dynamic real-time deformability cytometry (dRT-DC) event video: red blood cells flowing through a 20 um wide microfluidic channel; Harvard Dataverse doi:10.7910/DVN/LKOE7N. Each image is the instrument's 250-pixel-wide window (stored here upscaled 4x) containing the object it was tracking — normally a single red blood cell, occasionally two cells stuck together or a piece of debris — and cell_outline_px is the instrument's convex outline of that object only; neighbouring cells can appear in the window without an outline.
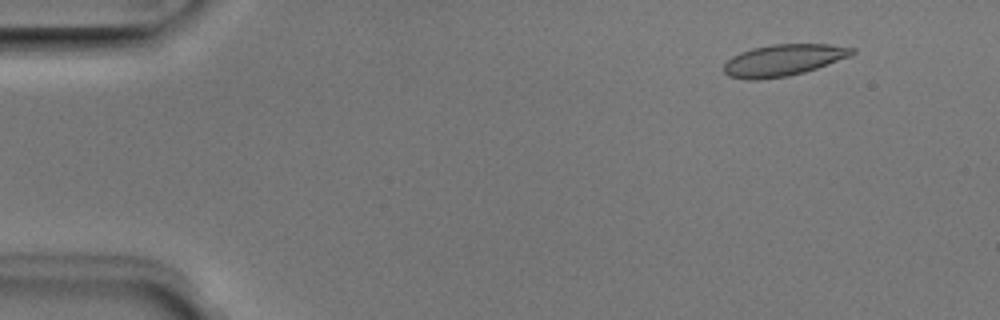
{"species": "Egyptian fruit bat (a non-hibernating species)", "species_latin": "Rousettus aegyptiacus", "temperature_condition": "room temperature", "stored_images_in_passage": 48, "camera_frame_rate_fps": 3000, "um_per_image_px": 0.085, "animal": {"sex": "male"}, "frame": {"image": 1, "passage_image": 2, "time_ms": 0.333, "image_size_px": [1000, 320], "cell_outline_px": [[856, 52], [852, 56], [804, 72], [788, 76], [756, 80], [748, 80], [728, 76], [724, 72], [724, 64], [732, 56], [740, 52], [752, 48], [772, 44], [828, 44], [856, 48]], "centroid_in_image_um": [66.6, 5.11], "position_along_channel_um": 18.4, "area_um2": 23.7}}
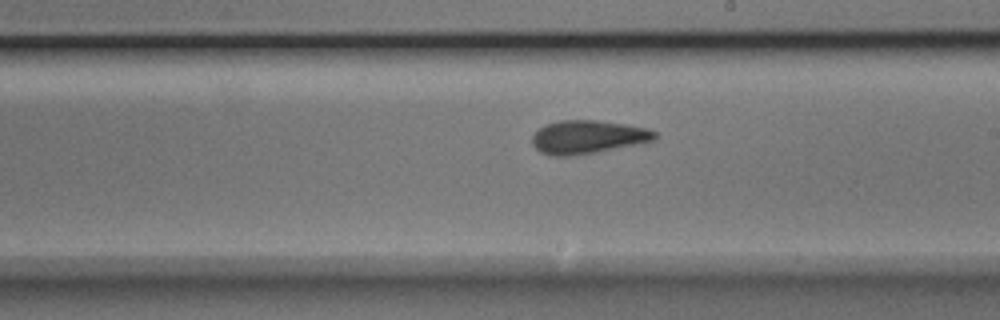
{"frame": {"image": 2, "passage_image": 26, "time_ms": 8.333, "image_size_px": [1000, 320], "cell_outline_px": [[656, 140], [644, 144], [596, 152], [568, 156], [552, 156], [540, 152], [532, 144], [532, 136], [544, 124], [560, 120], [596, 120], [624, 124], [648, 128], [656, 132]], "centroid_in_image_um": [50.0, 11.65], "position_along_channel_um": 239.0, "area_um2": 24.1}}
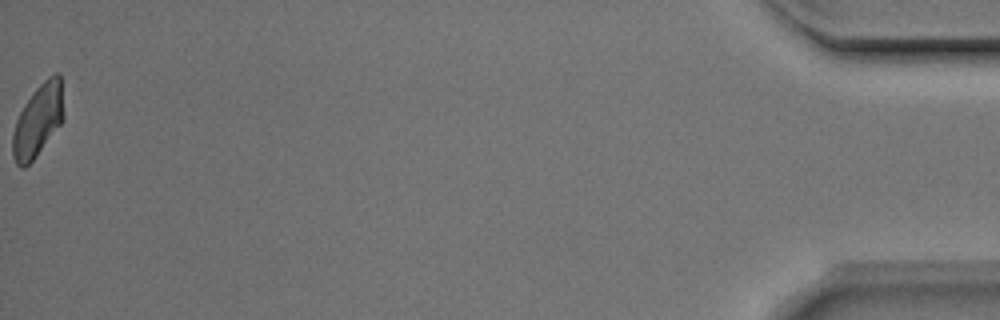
{"frame": {"image": 3, "passage_image": 48, "time_ms": 15.667, "image_size_px": [1000, 320], "cell_outline_px": [[64, 120], [36, 156], [24, 168], [20, 168], [16, 164], [12, 156], [12, 136], [16, 120], [24, 104], [32, 92], [48, 76], [56, 72], [60, 72], [64, 116]], "centroid_in_image_um": [3.23, 10.23], "position_along_channel_um": 432.0, "area_um2": 21.62}, "authors_computed_cell_mechanics": {"area_um2": 23.1489, "velocity_mm_per_s": 3.9847, "shape_relaxation_time_tau1_ms": 5.2219, "shape_relaxation_time_tau2_ms": 1.4455, "deformation_change_tau1": 0.1526, "deformation_change_tau2": 0.0634}}